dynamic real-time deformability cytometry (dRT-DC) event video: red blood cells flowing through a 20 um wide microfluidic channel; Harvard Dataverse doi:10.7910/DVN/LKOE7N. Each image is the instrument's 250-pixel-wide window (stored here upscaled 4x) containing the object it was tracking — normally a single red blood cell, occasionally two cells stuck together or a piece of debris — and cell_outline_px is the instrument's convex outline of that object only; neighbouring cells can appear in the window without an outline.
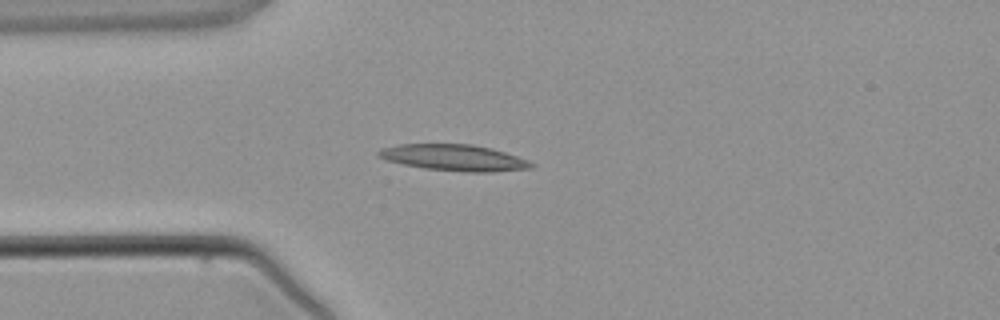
{"species": "common noctule bat (a hibernating species)", "species_latin": "Nyctalus noctula", "temperature_condition": "warm", "stored_images_in_passage": 3, "camera_frame_rate_fps": 3000, "um_per_image_px": 0.085, "animal": {"sex": "male", "body_mass_g": 21.5, "forearm_length_mm": 52.0}, "frame": {"image": 1, "passage_image": 3, "time_ms": 2.333, "image_size_px": [1000, 320], "cell_outline_px": [[536, 164], [532, 168], [492, 172], [468, 172], [424, 168], [404, 164], [388, 160], [376, 156], [376, 152], [380, 148], [400, 144], [472, 144], [492, 148], [528, 160]], "centroid_in_image_um": [38.6, 13.4], "position_along_channel_um": 46.4, "area_um2": 23.35}}